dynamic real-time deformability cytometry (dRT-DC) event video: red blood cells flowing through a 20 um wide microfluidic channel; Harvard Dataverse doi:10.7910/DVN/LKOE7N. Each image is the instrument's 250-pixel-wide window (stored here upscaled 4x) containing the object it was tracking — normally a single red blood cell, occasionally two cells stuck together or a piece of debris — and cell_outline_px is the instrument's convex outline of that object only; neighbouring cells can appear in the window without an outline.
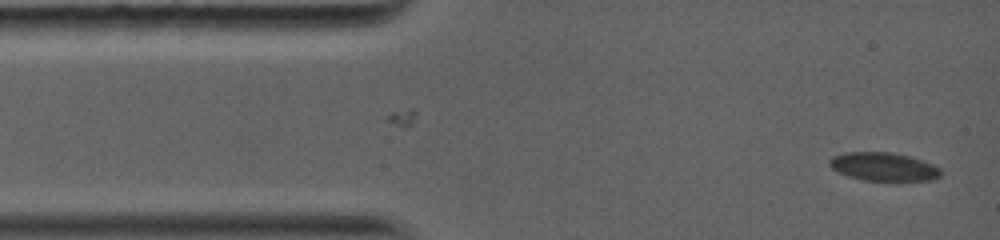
{"species": "common noctule bat (a hibernating species)", "species_latin": "Nyctalus noctula", "temperature_condition": "warm", "stored_images_in_passage": 25, "camera_frame_rate_fps": 5000, "um_per_image_px": 0.085, "animal": {"sex": "female", "body_mass_g": 19.0, "forearm_length_mm": 56.7}, "frame": {"image": 1, "passage_image": 1, "time_ms": 0.0, "image_size_px": [1000, 240], "cell_outline_px": [[940, 176], [928, 180], [864, 180], [848, 176], [832, 168], [828, 164], [828, 160], [832, 156], [844, 152], [892, 152], [924, 160], [940, 168]], "centroid_in_image_um": [75.07, 14.15], "position_along_channel_um": 9.9, "area_um2": 18.26}}
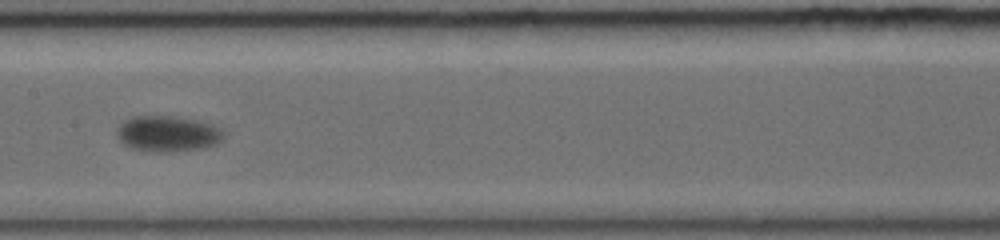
{"frame": {"image": 2, "passage_image": 10, "time_ms": 6.6, "image_size_px": [1000, 240], "cell_outline_px": [[224, 140], [216, 144], [204, 148], [168, 152], [132, 148], [124, 144], [116, 136], [116, 128], [124, 120], [132, 116], [176, 116], [196, 120], [212, 124], [220, 128], [224, 132]], "centroid_in_image_um": [14.27, 11.35], "position_along_channel_um": 193.1, "area_um2": 22.37}}
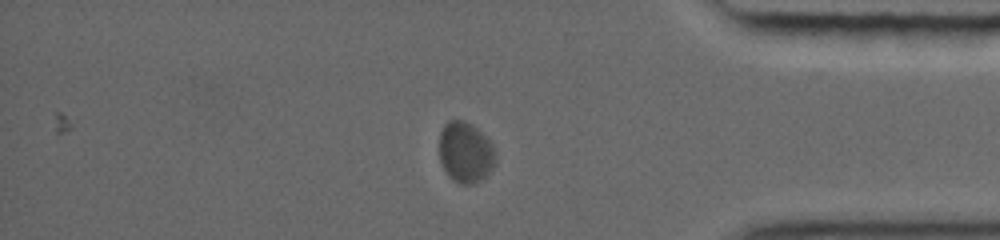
{"frame": {"image": 3, "passage_image": 18, "time_ms": 12.4, "image_size_px": [1000, 240], "cell_outline_px": [[496, 164], [480, 180], [472, 184], [460, 184], [452, 180], [448, 176], [440, 160], [440, 132], [444, 124], [448, 120], [464, 120], [472, 124], [492, 144], [496, 152]], "centroid_in_image_um": [39.56, 12.94], "position_along_channel_um": 395.6, "area_um2": 19.94}, "authors_computed_cell_mechanics": {"area_um2": 20.3456, "velocity_mm_per_s": 3.8122, "shape_relaxation_time_tau1_ms": 2.8228, "shape_relaxation_time_tau2_ms": null, "deformation_change_tau1": 0.0833, "deformation_change_tau2": null}}